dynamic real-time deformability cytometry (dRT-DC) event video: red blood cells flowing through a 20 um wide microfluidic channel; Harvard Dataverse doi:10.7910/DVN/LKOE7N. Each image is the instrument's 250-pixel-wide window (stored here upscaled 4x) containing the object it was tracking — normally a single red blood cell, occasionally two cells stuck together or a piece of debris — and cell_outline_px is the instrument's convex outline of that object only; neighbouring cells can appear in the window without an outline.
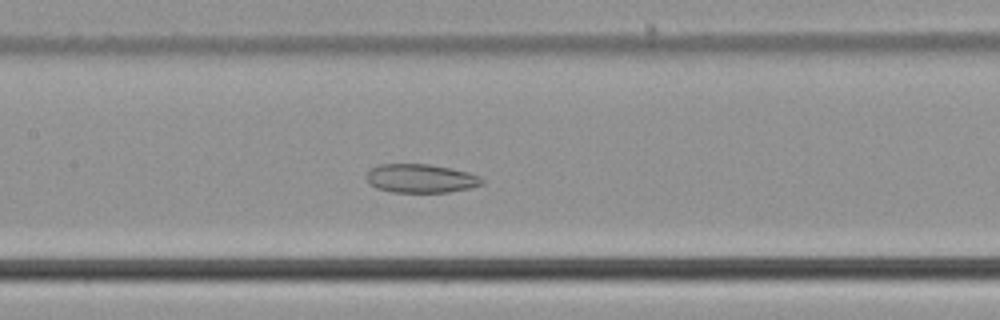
{"species": "common noctule bat (a hibernating species)", "species_latin": "Nyctalus noctula", "temperature_condition": "cold", "stored_images_in_passage": 56, "camera_frame_rate_fps": 3000, "um_per_image_px": 0.085, "animal": {"sex": "male", "body_mass_g": 21.5, "forearm_length_mm": 52.0}, "frame": {"image": 1, "passage_image": 27, "time_ms": 8.667, "image_size_px": [1000, 320], "cell_outline_px": [[484, 184], [472, 188], [448, 192], [392, 192], [376, 188], [368, 184], [364, 176], [372, 168], [380, 164], [428, 164], [468, 172], [480, 176], [484, 180]], "centroid_in_image_um": [35.76, 15.17], "position_along_channel_um": 171.6, "area_um2": 19.48}}
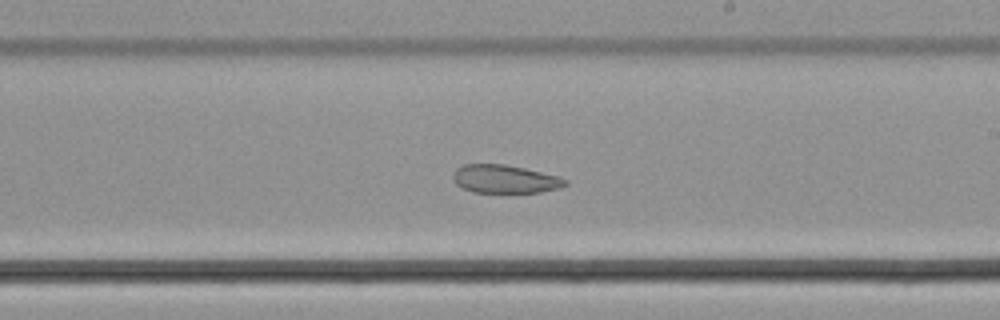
{"frame": {"image": 2, "passage_image": 33, "time_ms": 10.667, "image_size_px": [1000, 320], "cell_outline_px": [[568, 184], [560, 188], [540, 192], [472, 192], [456, 184], [452, 176], [456, 168], [464, 164], [504, 164], [524, 168], [560, 176], [568, 180]], "centroid_in_image_um": [42.94, 15.21], "position_along_channel_um": 246.1, "area_um2": 18.5}}
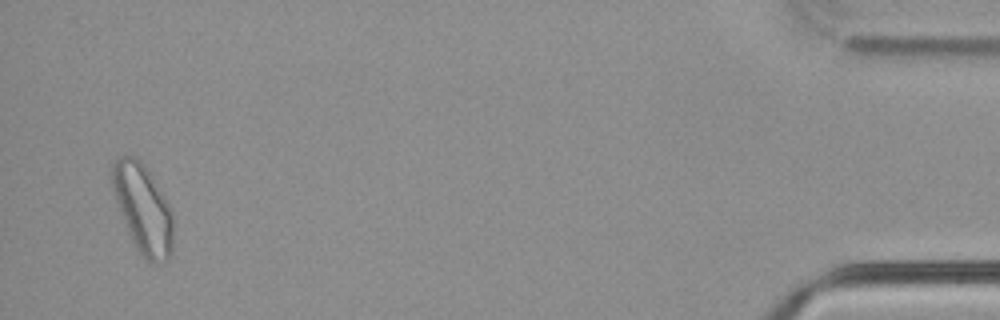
{"frame": {"image": 3, "passage_image": 54, "time_ms": 17.667, "image_size_px": [1000, 320], "cell_outline_px": [[172, 252], [168, 260], [152, 264], [136, 248], [132, 240], [120, 212], [108, 176], [112, 164], [120, 156], [136, 156], [140, 160], [164, 196], [172, 212]], "centroid_in_image_um": [12.12, 17.72], "position_along_channel_um": 423.1, "area_um2": 31.33}, "authors_computed_cell_mechanics": {"area_um2": 26.4146, "velocity_mm_per_s": 3.7314, "shape_relaxation_time_tau1_ms": null, "shape_relaxation_time_tau2_ms": 7.4559, "deformation_change_tau1": null, "deformation_change_tau2": 0.1331}}